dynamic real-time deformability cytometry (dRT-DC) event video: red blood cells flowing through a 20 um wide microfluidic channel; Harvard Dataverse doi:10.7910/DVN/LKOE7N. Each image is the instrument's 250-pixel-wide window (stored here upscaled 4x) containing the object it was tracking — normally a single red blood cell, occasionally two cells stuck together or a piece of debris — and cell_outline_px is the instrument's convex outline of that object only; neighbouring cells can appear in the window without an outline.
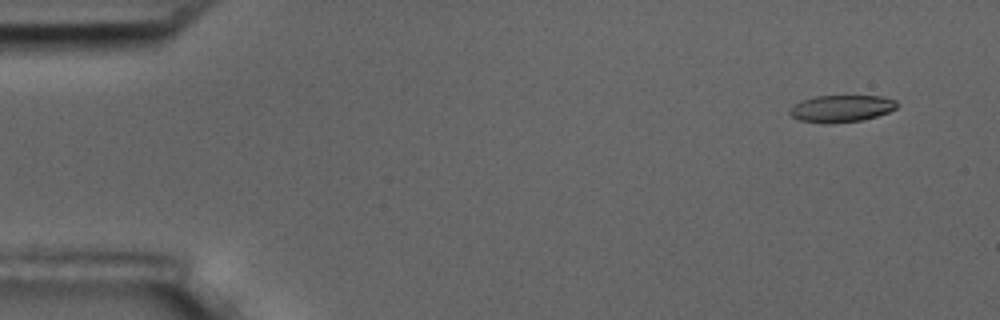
{"species": "common noctule bat (a hibernating species)", "species_latin": "Nyctalus noctula", "temperature_condition": "room temperature", "stored_images_in_passage": 3, "camera_frame_rate_fps": 3000, "um_per_image_px": 0.085, "animal": {"sex": "male", "body_mass_g": 17.5, "forearm_length_mm": 52.3}, "frame": {"image": 1, "passage_image": 1, "time_ms": 0.0, "image_size_px": [1000, 320], "cell_outline_px": [[900, 104], [896, 108], [888, 112], [876, 116], [860, 120], [832, 124], [824, 124], [800, 120], [792, 116], [788, 112], [800, 100], [816, 96], [880, 96], [896, 100]], "centroid_in_image_um": [71.53, 9.23], "position_along_channel_um": 13.5, "area_um2": 16.88}}